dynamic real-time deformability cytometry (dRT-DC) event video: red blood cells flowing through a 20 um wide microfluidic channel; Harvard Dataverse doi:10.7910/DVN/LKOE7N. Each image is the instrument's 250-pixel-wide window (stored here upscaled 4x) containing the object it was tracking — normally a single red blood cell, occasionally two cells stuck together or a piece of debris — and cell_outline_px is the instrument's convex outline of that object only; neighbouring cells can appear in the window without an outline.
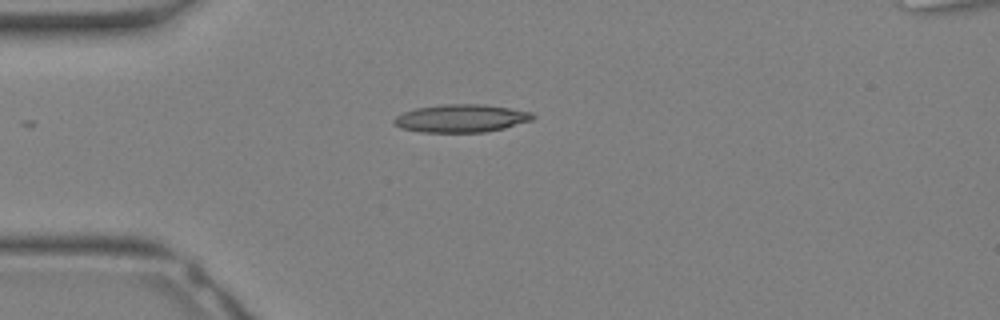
{"species": "Egyptian fruit bat (a non-hibernating species)", "species_latin": "Rousettus aegyptiacus", "temperature_condition": "warm", "stored_images_in_passage": 16, "camera_frame_rate_fps": 3000, "um_per_image_px": 0.085, "animal": {"sex": "female"}, "frame": {"image": 1, "passage_image": 1, "time_ms": 0.0, "image_size_px": [1000, 320], "cell_outline_px": [[536, 116], [532, 120], [504, 128], [484, 132], [420, 132], [400, 128], [392, 124], [392, 120], [396, 116], [404, 112], [416, 108], [444, 104], [484, 104], [532, 112]], "centroid_in_image_um": [39.17, 10.06], "position_along_channel_um": 45.8, "area_um2": 22.6}}
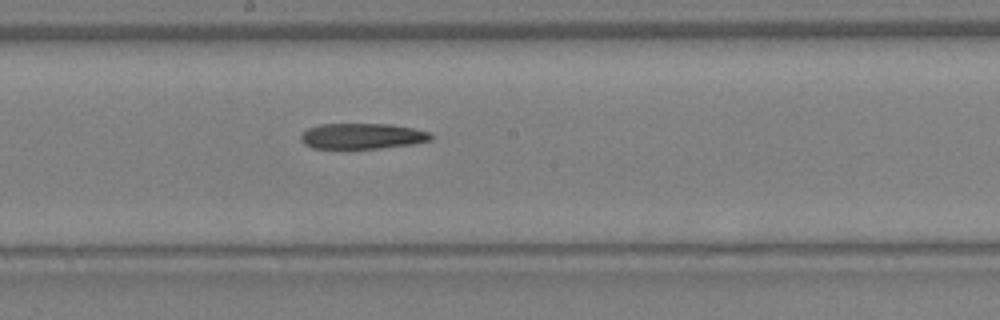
{"frame": {"image": 2, "passage_image": 10, "time_ms": 3.0, "image_size_px": [1000, 320], "cell_outline_px": [[432, 140], [412, 144], [376, 148], [312, 148], [304, 144], [300, 140], [300, 136], [308, 128], [320, 124], [392, 124], [412, 128], [428, 132], [432, 136]], "centroid_in_image_um": [30.76, 11.56], "position_along_channel_um": 217.4, "area_um2": 19.31}}
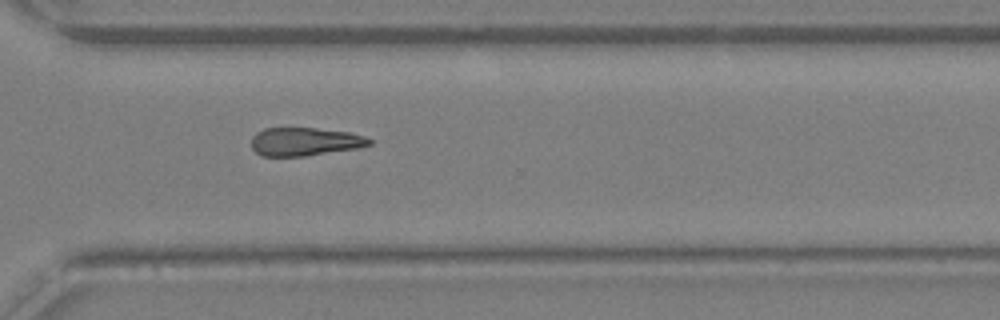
{"frame": {"image": 3, "passage_image": 16, "time_ms": 5.0, "image_size_px": [1000, 320], "cell_outline_px": [[372, 144], [356, 148], [304, 156], [260, 156], [252, 148], [252, 136], [256, 132], [264, 128], [316, 128], [348, 132], [364, 136], [372, 140]], "centroid_in_image_um": [25.88, 12.03], "position_along_channel_um": 344.7, "area_um2": 19.36}}